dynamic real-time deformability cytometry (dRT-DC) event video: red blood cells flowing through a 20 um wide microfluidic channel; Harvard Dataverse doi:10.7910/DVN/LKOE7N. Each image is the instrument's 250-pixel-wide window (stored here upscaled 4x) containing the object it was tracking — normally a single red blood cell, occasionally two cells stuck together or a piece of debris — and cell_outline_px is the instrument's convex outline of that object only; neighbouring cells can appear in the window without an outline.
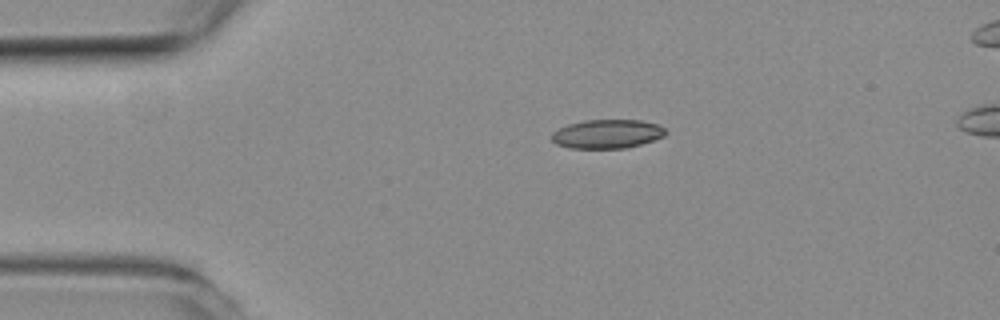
{"species": "common noctule bat (a hibernating species)", "species_latin": "Nyctalus noctula", "temperature_condition": "room temperature", "stored_images_in_passage": 42, "camera_frame_rate_fps": 3000, "um_per_image_px": 0.085, "animal": {"sex": "female", "body_mass_g": 19.3, "forearm_length_mm": 54.1}, "frame": {"image": 1, "passage_image": 1, "time_ms": 0.0, "image_size_px": [1000, 320], "cell_outline_px": [[668, 132], [664, 136], [628, 148], [568, 148], [556, 144], [552, 140], [552, 132], [568, 124], [584, 120], [640, 120], [656, 124], [664, 128]], "centroid_in_image_um": [51.6, 11.38], "position_along_channel_um": 33.4, "area_um2": 19.13}}
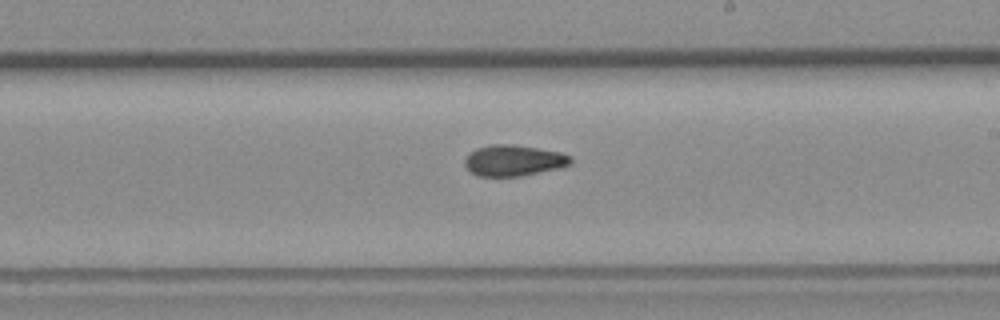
{"frame": {"image": 2, "passage_image": 20, "time_ms": 6.333, "image_size_px": [1000, 320], "cell_outline_px": [[572, 164], [564, 168], [520, 176], [476, 176], [464, 164], [464, 160], [476, 148], [492, 144], [512, 144], [560, 152], [572, 156]], "centroid_in_image_um": [43.72, 13.65], "position_along_channel_um": 245.3, "area_um2": 19.25}}
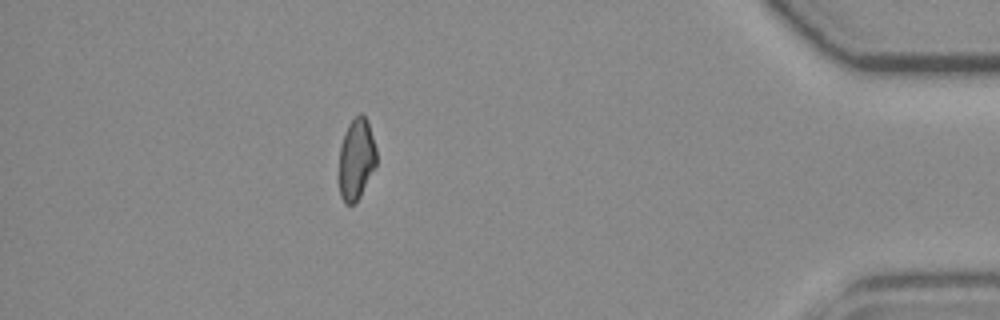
{"frame": {"image": 3, "passage_image": 36, "time_ms": 11.667, "image_size_px": [1000, 320], "cell_outline_px": [[376, 164], [356, 204], [344, 204], [340, 196], [340, 148], [344, 132], [348, 124], [360, 112], [368, 120], [376, 148]], "centroid_in_image_um": [30.29, 13.52], "position_along_channel_um": 404.9, "area_um2": 17.63}}